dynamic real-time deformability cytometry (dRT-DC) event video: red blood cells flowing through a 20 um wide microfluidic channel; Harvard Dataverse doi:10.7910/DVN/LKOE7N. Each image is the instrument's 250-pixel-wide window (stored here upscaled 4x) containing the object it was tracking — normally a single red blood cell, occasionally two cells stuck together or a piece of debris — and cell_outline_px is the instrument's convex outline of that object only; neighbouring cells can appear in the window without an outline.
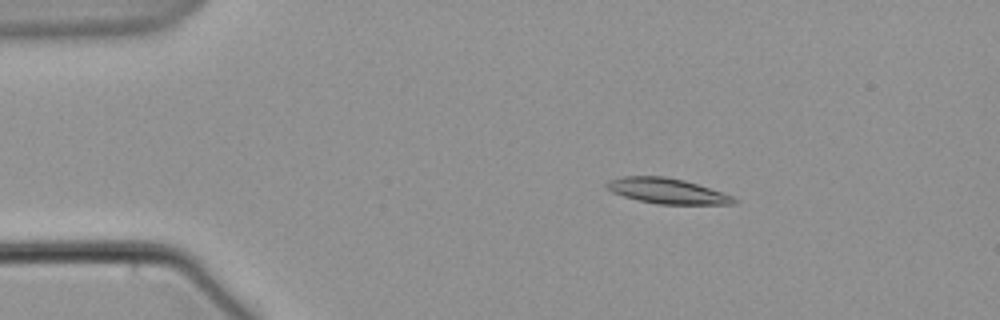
{"species": "common noctule bat (a hibernating species)", "species_latin": "Nyctalus noctula", "temperature_condition": "warm", "stored_images_in_passage": 6, "segment_of_instrument_passage": [2, 2], "camera_frame_rate_fps": 3000, "um_per_image_px": 0.085, "animal": {"sex": "male", "body_mass_g": 21.5, "forearm_length_mm": 52.0}, "frame": {"image": 1, "passage_image": 6, "time_ms": 9.667, "image_size_px": [1000, 320], "cell_outline_px": [[740, 200], [736, 204], [656, 204], [624, 196], [612, 192], [604, 188], [604, 184], [608, 180], [624, 176], [664, 176], [684, 180], [732, 196]], "centroid_in_image_um": [56.66, 16.23], "position_along_channel_um": 28.3, "area_um2": 18.73}}